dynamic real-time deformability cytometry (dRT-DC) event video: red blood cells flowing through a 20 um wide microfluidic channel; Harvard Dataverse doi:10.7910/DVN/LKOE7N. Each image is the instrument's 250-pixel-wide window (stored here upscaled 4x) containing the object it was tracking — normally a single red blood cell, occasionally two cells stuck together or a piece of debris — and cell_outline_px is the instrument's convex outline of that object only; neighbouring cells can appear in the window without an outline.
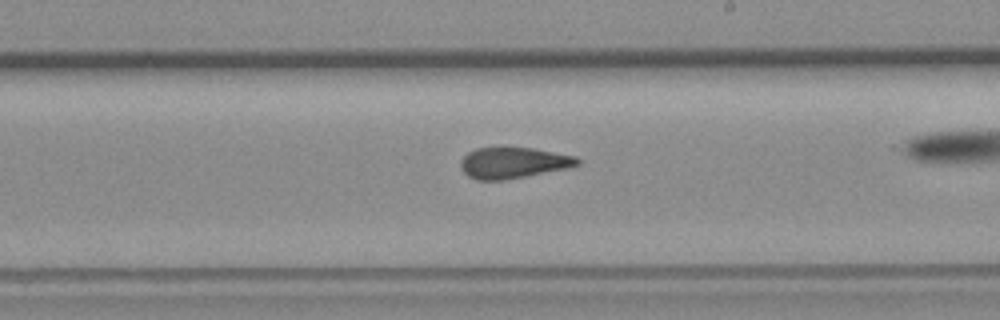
{"species": "common noctule bat (a hibernating species)", "species_latin": "Nyctalus noctula", "temperature_condition": "room temperature", "stored_images_in_passage": 27, "camera_frame_rate_fps": 3000, "um_per_image_px": 0.085, "animal": {"sex": "female", "body_mass_g": 19.3, "forearm_length_mm": 54.1}, "frame": {"image": 1, "passage_image": 16, "time_ms": 5.0, "image_size_px": [1000, 320], "cell_outline_px": [[580, 164], [568, 168], [504, 180], [476, 180], [468, 176], [460, 168], [460, 160], [468, 152], [476, 148], [532, 148], [576, 156], [580, 160]], "centroid_in_image_um": [43.61, 13.84], "position_along_channel_um": 245.4, "area_um2": 21.04}}
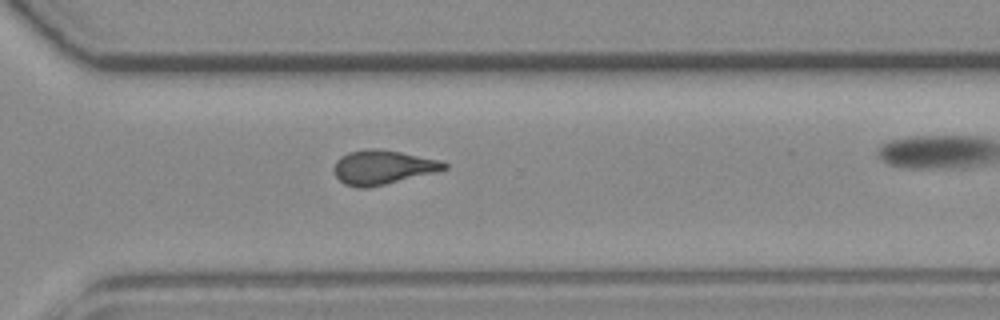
{"frame": {"image": 2, "passage_image": 23, "time_ms": 7.333, "image_size_px": [1000, 320], "cell_outline_px": [[448, 168], [436, 172], [368, 188], [356, 188], [344, 184], [336, 176], [336, 160], [340, 156], [348, 152], [368, 148], [376, 148], [400, 152], [440, 160], [448, 164]], "centroid_in_image_um": [32.54, 14.22], "position_along_channel_um": 338.1, "area_um2": 21.85}}